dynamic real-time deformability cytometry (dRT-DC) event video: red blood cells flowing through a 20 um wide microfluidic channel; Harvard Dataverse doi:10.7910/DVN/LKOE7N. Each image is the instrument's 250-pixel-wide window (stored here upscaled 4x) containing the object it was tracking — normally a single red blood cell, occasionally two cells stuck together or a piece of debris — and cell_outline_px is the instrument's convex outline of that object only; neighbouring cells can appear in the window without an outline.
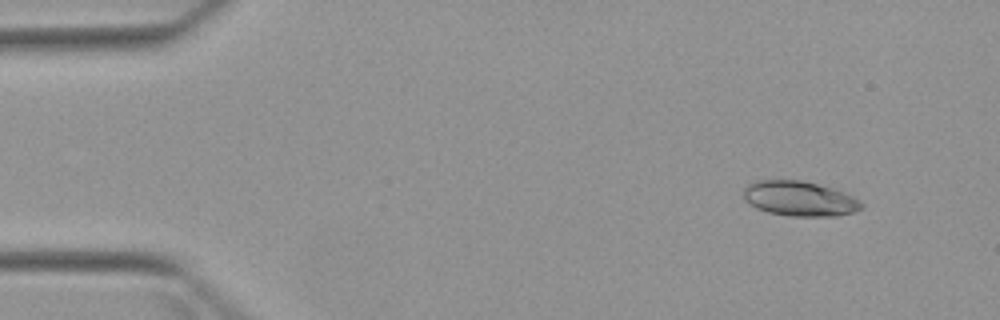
{"species": "Egyptian fruit bat (a non-hibernating species)", "species_latin": "Rousettus aegyptiacus", "temperature_condition": "warm", "stored_images_in_passage": 6, "camera_frame_rate_fps": 3000, "um_per_image_px": 0.085, "animal": {"sex": "female"}, "frame": {"image": 1, "passage_image": 2, "time_ms": 1.0, "image_size_px": [1000, 320], "cell_outline_px": [[864, 208], [840, 216], [788, 216], [768, 212], [756, 208], [744, 196], [744, 188], [748, 184], [756, 180], [800, 180], [832, 188], [852, 196], [860, 200], [864, 204]], "centroid_in_image_um": [67.99, 16.89], "position_along_channel_um": 17.0, "area_um2": 23.87}}
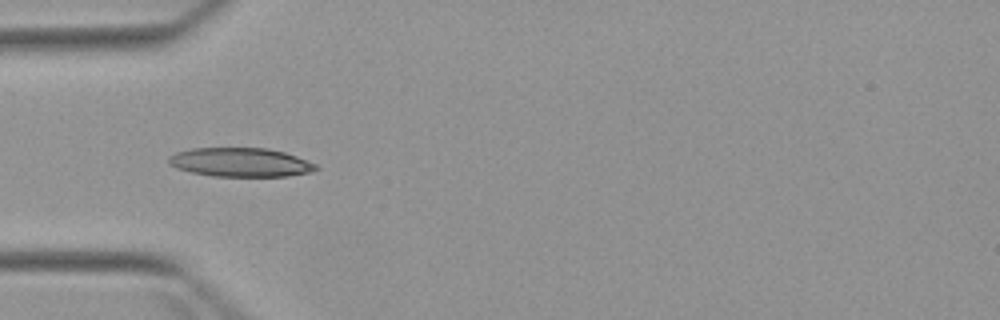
{"frame": {"image": 2, "passage_image": 5, "time_ms": 4.667, "image_size_px": [1000, 320], "cell_outline_px": [[320, 168], [308, 172], [288, 176], [212, 176], [192, 172], [176, 168], [168, 164], [168, 156], [176, 152], [192, 148], [268, 148], [284, 152], [296, 156], [316, 164]], "centroid_in_image_um": [20.41, 13.79], "position_along_channel_um": 64.6, "area_um2": 24.8}}
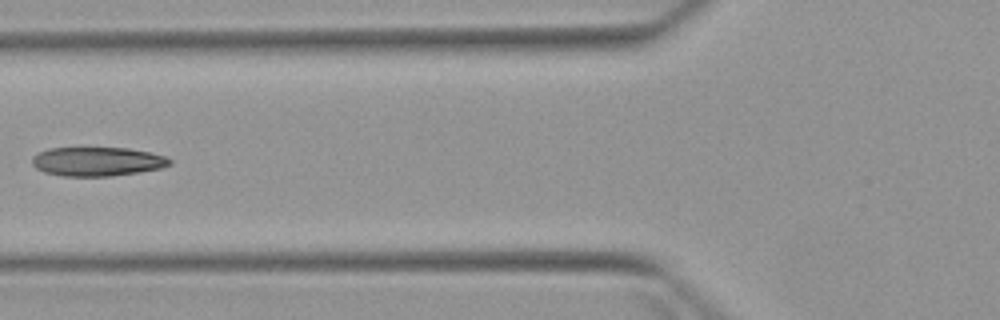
{"frame": {"image": 3, "passage_image": 6, "time_ms": 6.0, "image_size_px": [1000, 320], "cell_outline_px": [[172, 164], [164, 168], [112, 176], [64, 176], [44, 172], [36, 168], [32, 164], [32, 156], [48, 148], [128, 148], [148, 152], [164, 156], [172, 160]], "centroid_in_image_um": [8.28, 13.73], "position_along_channel_um": 117.5, "area_um2": 23.29}}